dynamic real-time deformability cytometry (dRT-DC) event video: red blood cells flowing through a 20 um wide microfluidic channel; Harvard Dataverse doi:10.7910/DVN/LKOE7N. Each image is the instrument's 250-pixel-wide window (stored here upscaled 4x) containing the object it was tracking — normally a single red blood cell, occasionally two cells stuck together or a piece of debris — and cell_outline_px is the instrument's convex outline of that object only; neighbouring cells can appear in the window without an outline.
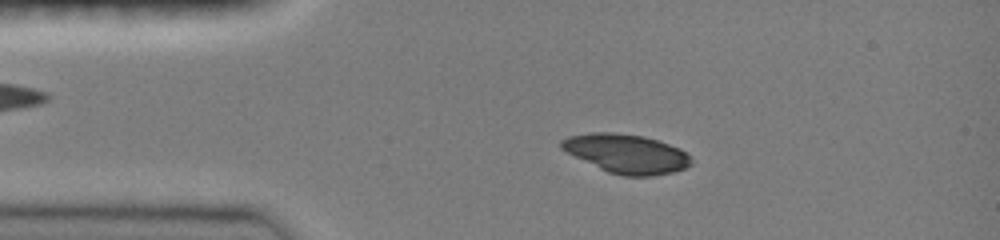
{"species": "common noctule bat (a hibernating species)", "species_latin": "Nyctalus noctula", "temperature_condition": "room temperature", "stored_images_in_passage": 45, "camera_frame_rate_fps": 3000, "um_per_image_px": 0.085, "animal": {"sex": "female", "body_mass_g": 19.0, "forearm_length_mm": 51.5}, "frame": {"image": 1, "passage_image": 8, "time_ms": 2.333, "image_size_px": [1000, 240], "cell_outline_px": [[692, 164], [684, 168], [672, 172], [652, 176], [624, 176], [608, 172], [560, 148], [560, 140], [568, 136], [588, 132], [612, 132], [644, 136], [680, 148], [692, 160]], "centroid_in_image_um": [53.24, 13.05], "position_along_channel_um": 31.8, "area_um2": 29.19}}
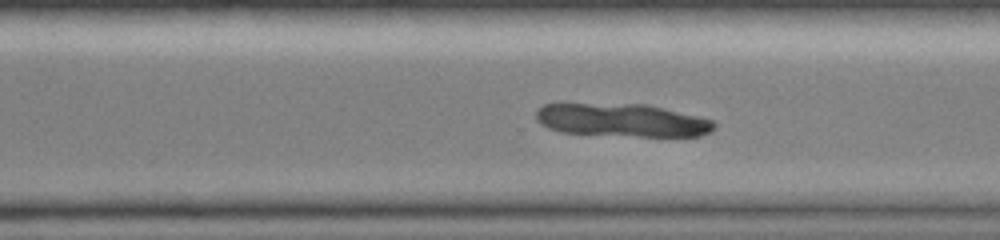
{"frame": {"image": 2, "passage_image": 32, "time_ms": 10.333, "image_size_px": [1000, 240], "cell_outline_px": [[716, 128], [712, 132], [700, 136], [640, 136], [560, 132], [548, 128], [540, 124], [536, 120], [536, 108], [544, 104], [644, 104], [700, 116], [712, 120], [716, 124]], "centroid_in_image_um": [52.89, 10.22], "position_along_channel_um": 317.7, "area_um2": 34.33}}
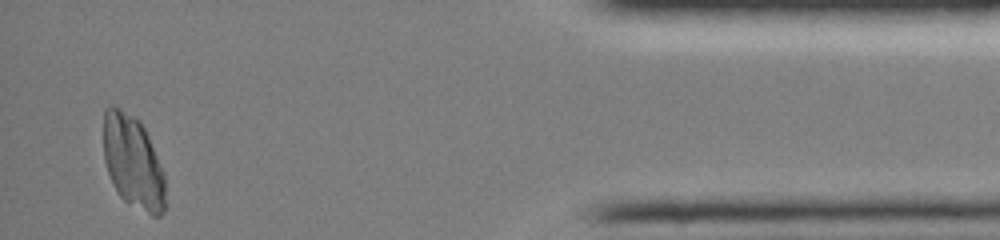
{"frame": {"image": 3, "passage_image": 44, "time_ms": 14.333, "image_size_px": [1000, 240], "cell_outline_px": [[164, 212], [160, 216], [152, 216], [124, 200], [120, 196], [112, 184], [104, 160], [104, 108], [108, 104], [116, 104], [140, 120], [148, 136], [164, 176]], "centroid_in_image_um": [11.27, 13.72], "position_along_channel_um": 423.9, "area_um2": 33.47}}